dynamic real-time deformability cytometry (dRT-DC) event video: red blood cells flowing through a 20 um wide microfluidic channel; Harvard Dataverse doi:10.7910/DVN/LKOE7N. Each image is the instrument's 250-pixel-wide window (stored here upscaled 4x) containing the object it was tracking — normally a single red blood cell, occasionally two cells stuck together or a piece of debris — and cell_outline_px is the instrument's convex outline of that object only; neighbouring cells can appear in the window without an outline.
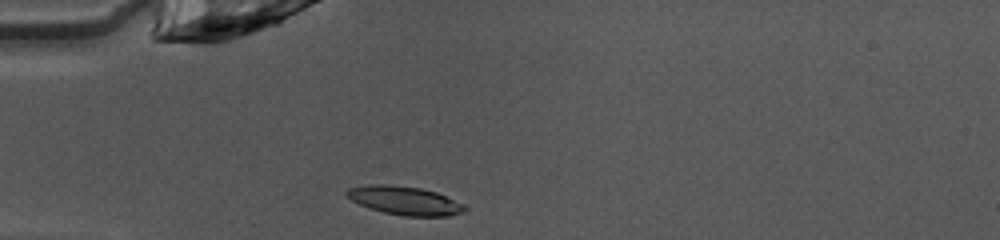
{"species": "common noctule bat (a hibernating species)", "species_latin": "Nyctalus noctula", "temperature_condition": "warm", "stored_images_in_passage": 36, "camera_frame_rate_fps": 3000, "um_per_image_px": 0.085, "animal": {"sex": "female", "body_mass_g": 10.0, "forearm_length_mm": 53.1}, "frame": {"image": 1, "passage_image": 1, "time_ms": 0.0, "image_size_px": [1000, 240], "cell_outline_px": [[468, 208], [464, 212], [448, 216], [404, 216], [384, 212], [360, 204], [344, 196], [344, 192], [348, 188], [368, 184], [384, 184], [420, 188], [436, 192], [464, 204]], "centroid_in_image_um": [34.39, 17.04], "position_along_channel_um": 50.6, "area_um2": 19.59}}
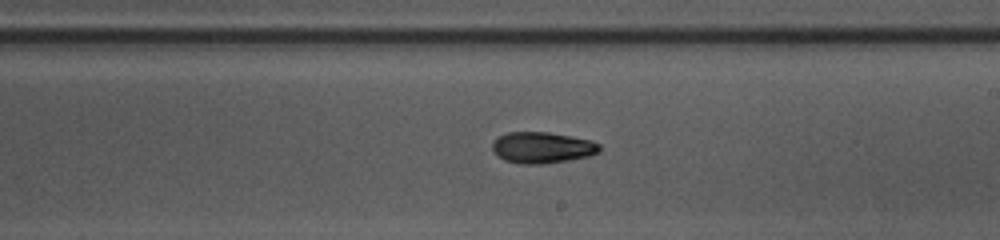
{"frame": {"image": 2, "passage_image": 16, "time_ms": 5.0, "image_size_px": [1000, 240], "cell_outline_px": [[600, 152], [588, 156], [568, 160], [544, 164], [520, 164], [504, 160], [492, 148], [492, 140], [508, 132], [548, 132], [572, 136], [592, 140], [600, 144]], "centroid_in_image_um": [46.11, 12.54], "position_along_channel_um": 242.9, "area_um2": 19.54}}
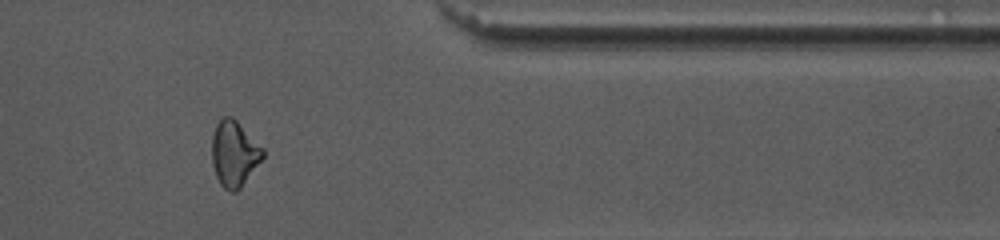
{"frame": {"image": 3, "passage_image": 28, "time_ms": 9.0, "image_size_px": [1000, 240], "cell_outline_px": [[264, 156], [240, 188], [236, 192], [232, 192], [224, 188], [220, 184], [216, 176], [212, 164], [212, 136], [216, 124], [224, 116], [232, 116], [264, 148]], "centroid_in_image_um": [19.9, 13.05], "position_along_channel_um": 391.5, "area_um2": 19.42}, "authors_computed_cell_mechanics": {"area_um2": 19.4208, "velocity_mm_per_s": 4.0729, "shape_relaxation_time_tau1_ms": 3.7773, "shape_relaxation_time_tau2_ms": 7.1623, "deformation_change_tau1": 0.1605, "deformation_change_tau2": 0.1601}}